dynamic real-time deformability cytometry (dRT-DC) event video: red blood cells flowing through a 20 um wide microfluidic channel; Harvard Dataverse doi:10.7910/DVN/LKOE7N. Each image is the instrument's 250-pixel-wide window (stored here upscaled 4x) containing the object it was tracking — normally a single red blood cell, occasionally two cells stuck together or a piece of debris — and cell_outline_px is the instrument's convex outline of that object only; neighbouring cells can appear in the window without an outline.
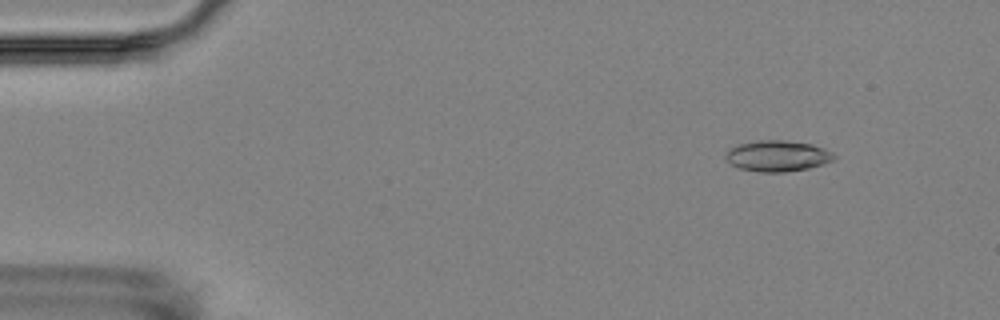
{"species": "Egyptian fruit bat (a non-hibernating species)", "species_latin": "Rousettus aegyptiacus", "temperature_condition": "room temperature", "stored_images_in_passage": 4, "camera_frame_rate_fps": 3000, "um_per_image_px": 0.085, "animal": {"sex": "female"}, "frame": {"image": 1, "passage_image": 2, "time_ms": 1.333, "image_size_px": [1000, 320], "cell_outline_px": [[836, 156], [832, 160], [824, 164], [808, 168], [784, 172], [760, 172], [740, 168], [732, 164], [724, 156], [728, 148], [740, 144], [756, 140], [784, 140], [812, 144], [824, 148], [832, 152]], "centroid_in_image_um": [66.09, 13.25], "position_along_channel_um": 18.9, "area_um2": 19.54}}